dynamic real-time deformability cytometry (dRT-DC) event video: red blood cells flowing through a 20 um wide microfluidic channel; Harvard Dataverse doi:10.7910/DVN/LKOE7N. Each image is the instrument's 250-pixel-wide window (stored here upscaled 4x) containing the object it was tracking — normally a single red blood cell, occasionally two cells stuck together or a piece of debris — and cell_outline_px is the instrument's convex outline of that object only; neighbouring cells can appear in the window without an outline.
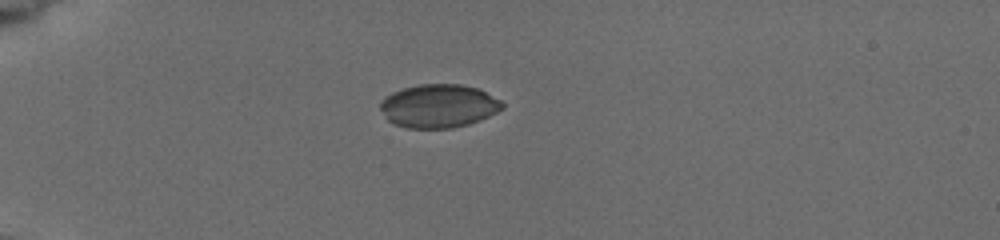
{"species": "common noctule bat (a hibernating species)", "species_latin": "Nyctalus noctula", "temperature_condition": "cold", "stored_images_in_passage": 6, "camera_frame_rate_fps": 3000, "um_per_image_px": 0.085, "animal": {"sex": "female", "body_mass_g": 19.5, "forearm_length_mm": 54.1}, "frame": {"image": 1, "passage_image": 1, "time_ms": 0.0, "image_size_px": [1000, 240], "cell_outline_px": [[504, 108], [480, 120], [468, 124], [452, 128], [408, 128], [392, 124], [388, 120], [380, 108], [380, 100], [384, 96], [392, 92], [404, 88], [420, 84], [460, 84], [476, 88], [500, 100], [504, 104]], "centroid_in_image_um": [37.25, 9.01], "position_along_channel_um": 47.7, "area_um2": 30.81}}
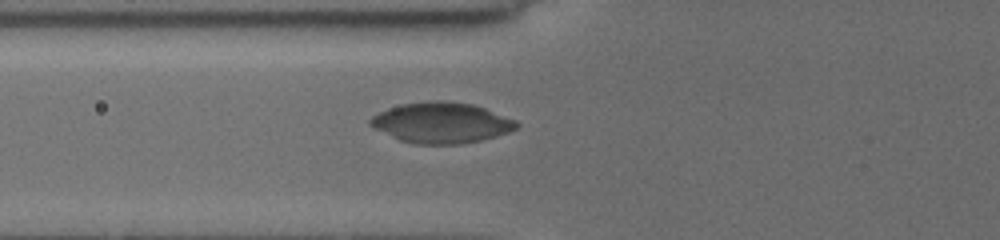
{"frame": {"image": 2, "passage_image": 3, "time_ms": 2.0, "image_size_px": [1000, 240], "cell_outline_px": [[520, 124], [516, 128], [508, 132], [480, 140], [460, 144], [416, 144], [400, 140], [368, 124], [368, 120], [372, 116], [388, 108], [404, 104], [432, 100], [444, 100], [472, 104], [484, 108], [516, 120]], "centroid_in_image_um": [37.52, 10.43], "position_along_channel_um": 88.3, "area_um2": 34.28}}
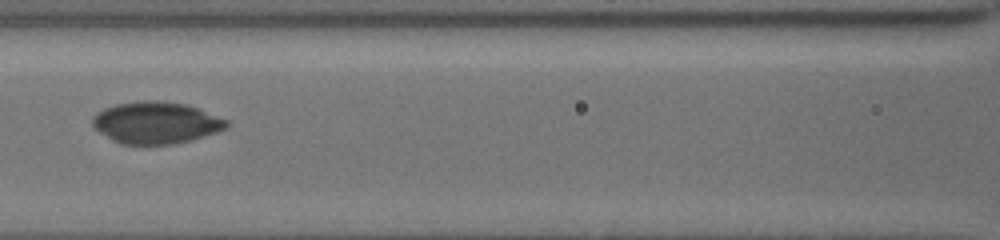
{"frame": {"image": 3, "passage_image": 5, "time_ms": 3.667, "image_size_px": [1000, 240], "cell_outline_px": [[228, 128], [216, 132], [188, 140], [172, 144], [120, 144], [112, 140], [100, 132], [92, 124], [92, 116], [96, 112], [104, 108], [116, 104], [136, 100], [160, 100], [188, 104], [228, 120]], "centroid_in_image_um": [13.24, 10.4], "position_along_channel_um": 153.4, "area_um2": 32.77}}